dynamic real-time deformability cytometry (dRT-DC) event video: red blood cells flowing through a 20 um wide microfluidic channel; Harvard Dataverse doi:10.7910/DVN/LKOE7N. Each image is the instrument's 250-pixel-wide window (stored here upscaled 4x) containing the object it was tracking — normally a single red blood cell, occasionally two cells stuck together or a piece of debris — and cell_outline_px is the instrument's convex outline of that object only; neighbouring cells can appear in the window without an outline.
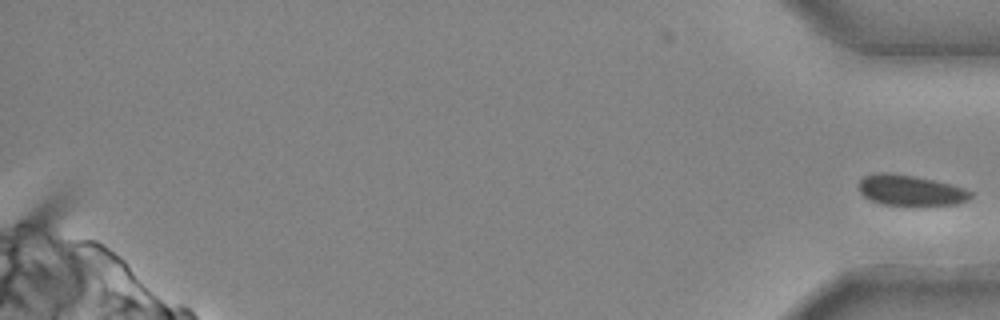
{"species": "common noctule bat (a hibernating species)", "species_latin": "Nyctalus noctula", "temperature_condition": "cold", "stored_images_in_passage": 27, "segment_of_instrument_passage": [2, 2], "camera_frame_rate_fps": 3000, "um_per_image_px": 0.085, "animal": {"sex": "male", "body_mass_g": 20.4}, "frame": {"image": 1, "passage_image": 27, "time_ms": 8.667, "image_size_px": [1000, 320], "cell_outline_px": [[972, 196], [968, 200], [956, 204], [912, 208], [884, 204], [872, 200], [864, 196], [860, 192], [860, 180], [864, 176], [880, 172], [888, 172], [916, 176], [964, 188], [972, 192]], "centroid_in_image_um": [77.41, 16.22], "position_along_channel_um": 357.8, "area_um2": 20.46}}